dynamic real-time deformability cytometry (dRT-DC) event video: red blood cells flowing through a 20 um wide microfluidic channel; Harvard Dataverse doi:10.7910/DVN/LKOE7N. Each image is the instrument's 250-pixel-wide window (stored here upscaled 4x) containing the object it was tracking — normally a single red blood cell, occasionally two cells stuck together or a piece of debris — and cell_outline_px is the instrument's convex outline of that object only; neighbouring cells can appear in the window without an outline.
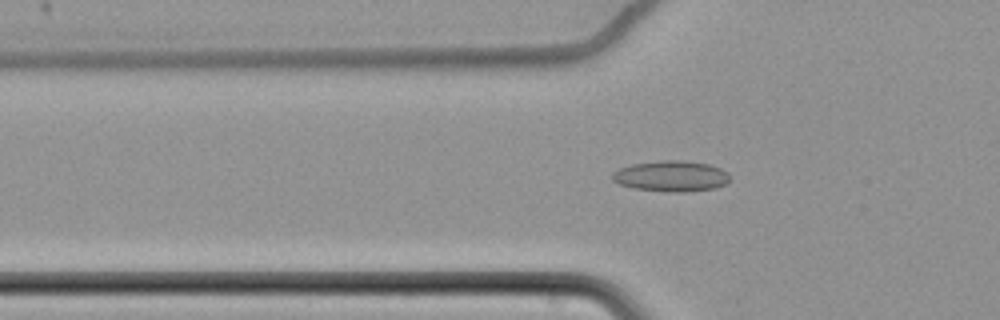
{"species": "common noctule bat (a hibernating species)", "species_latin": "Nyctalus noctula", "temperature_condition": "cold", "stored_images_in_passage": 63, "camera_frame_rate_fps": 3000, "um_per_image_px": 0.085, "animal": {"sex": "female", "body_mass_g": 22.7, "forearm_length_mm": 54.2}, "frame": {"image": 1, "passage_image": 24, "time_ms": 7.667, "image_size_px": [1000, 320], "cell_outline_px": [[728, 180], [724, 184], [716, 188], [684, 192], [672, 192], [636, 188], [620, 184], [612, 180], [612, 172], [620, 168], [632, 164], [660, 160], [680, 160], [708, 164], [720, 168], [728, 172]], "centroid_in_image_um": [57.04, 14.96], "position_along_channel_um": 68.8, "area_um2": 20.92}}
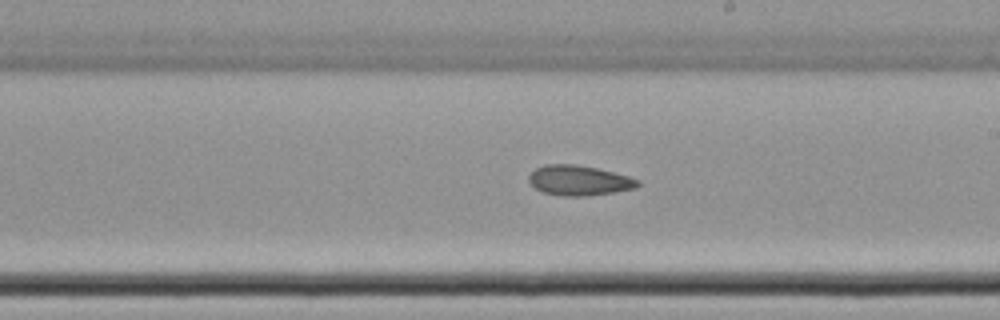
{"frame": {"image": 2, "passage_image": 39, "time_ms": 12.667, "image_size_px": [1000, 320], "cell_outline_px": [[640, 184], [636, 188], [588, 196], [564, 196], [544, 192], [536, 188], [528, 180], [528, 176], [536, 168], [544, 164], [576, 164], [596, 168], [628, 176], [640, 180]], "centroid_in_image_um": [49.22, 15.33], "position_along_channel_um": 239.8, "area_um2": 18.96}}
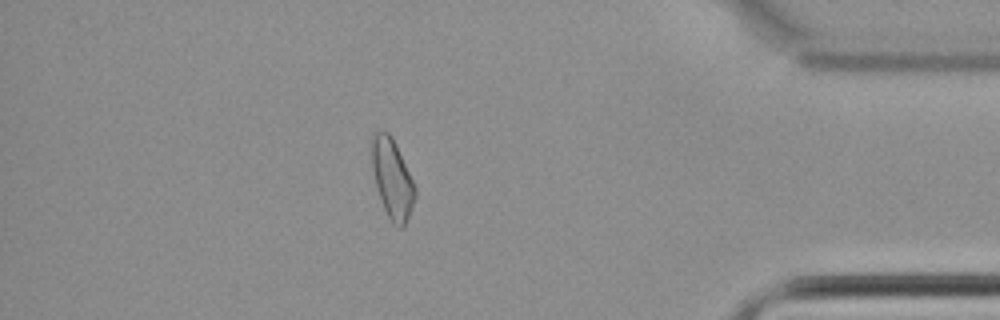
{"frame": {"image": 3, "passage_image": 56, "time_ms": 18.333, "image_size_px": [1000, 320], "cell_outline_px": [[416, 196], [408, 216], [404, 224], [400, 228], [392, 224], [384, 208], [376, 184], [372, 168], [372, 132], [388, 132], [392, 136], [396, 144], [416, 188]], "centroid_in_image_um": [33.34, 15.17], "position_along_channel_um": 401.9, "area_um2": 19.59}, "authors_computed_cell_mechanics": {"area_um2": 19.7676, "velocity_mm_per_s": 3.479, "shape_relaxation_time_tau1_ms": null, "shape_relaxation_time_tau2_ms": 4.5129, "deformation_change_tau1": null, "deformation_change_tau2": 0.0878}}